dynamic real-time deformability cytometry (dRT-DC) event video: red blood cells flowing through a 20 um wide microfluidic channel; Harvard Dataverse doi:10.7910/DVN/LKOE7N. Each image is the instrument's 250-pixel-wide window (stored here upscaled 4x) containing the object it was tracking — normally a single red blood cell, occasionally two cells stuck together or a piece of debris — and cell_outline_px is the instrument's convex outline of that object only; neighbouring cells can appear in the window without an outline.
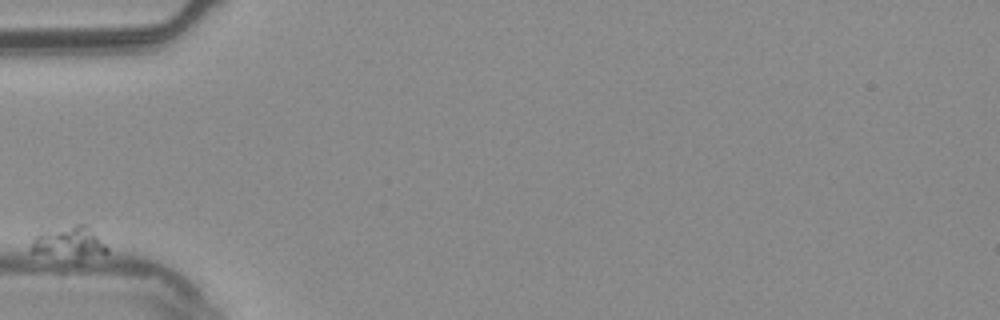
{"species": "common noctule bat (a hibernating species)", "species_latin": "Nyctalus noctula", "temperature_condition": "warm", "stored_images_in_passage": 10, "camera_frame_rate_fps": 3000, "um_per_image_px": 0.085, "animal": {"sex": "male", "body_mass_g": 20.4}, "frame": {"image": 1, "passage_image": 1, "time_ms": 0.0, "image_size_px": [1000, 320], "cell_outline_px": [[108, 252], [76, 264], [28, 252], [28, 248], [32, 240], [40, 232], [76, 224], [84, 224], [108, 248]], "centroid_in_image_um": [5.8, 20.76], "position_along_channel_um": 79.2, "area_um2": 15.26}}
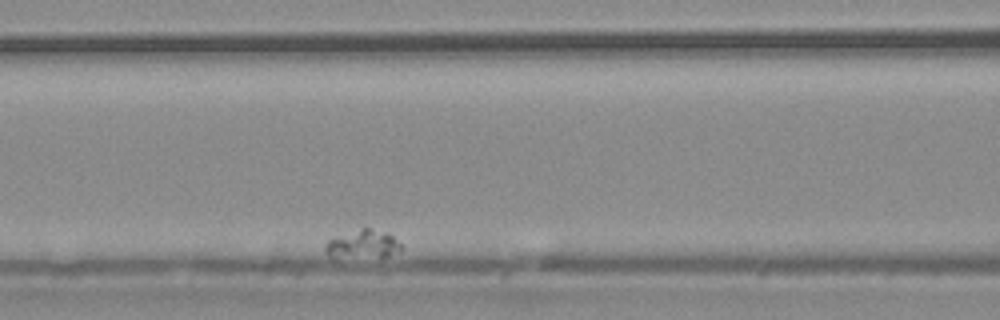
{"frame": {"image": 2, "passage_image": 4, "time_ms": 1.0, "image_size_px": [1000, 320], "cell_outline_px": [[404, 248], [388, 256], [328, 256], [324, 252], [324, 248], [328, 240], [360, 228], [372, 228], [388, 232], [404, 244]], "centroid_in_image_um": [30.91, 20.73], "position_along_channel_um": 135.7, "area_um2": 12.43}}
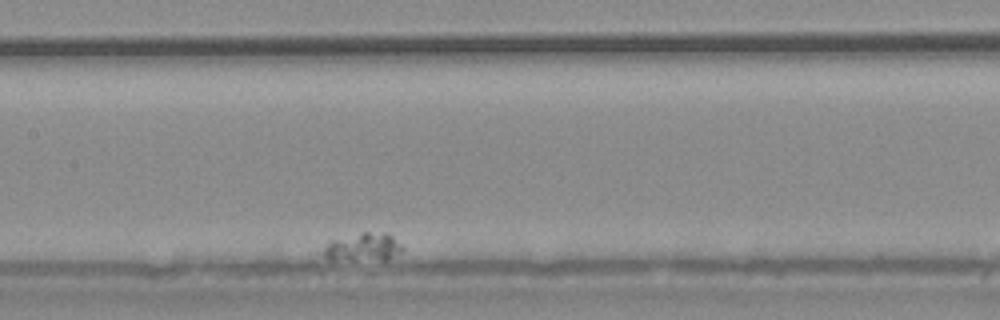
{"frame": {"image": 3, "passage_image": 6, "time_ms": 1.667, "image_size_px": [1000, 320], "cell_outline_px": [[404, 248], [400, 252], [384, 260], [332, 260], [324, 256], [324, 248], [332, 240], [364, 232], [388, 232]], "centroid_in_image_um": [30.89, 21.01], "position_along_channel_um": 176.5, "area_um2": 12.77}}